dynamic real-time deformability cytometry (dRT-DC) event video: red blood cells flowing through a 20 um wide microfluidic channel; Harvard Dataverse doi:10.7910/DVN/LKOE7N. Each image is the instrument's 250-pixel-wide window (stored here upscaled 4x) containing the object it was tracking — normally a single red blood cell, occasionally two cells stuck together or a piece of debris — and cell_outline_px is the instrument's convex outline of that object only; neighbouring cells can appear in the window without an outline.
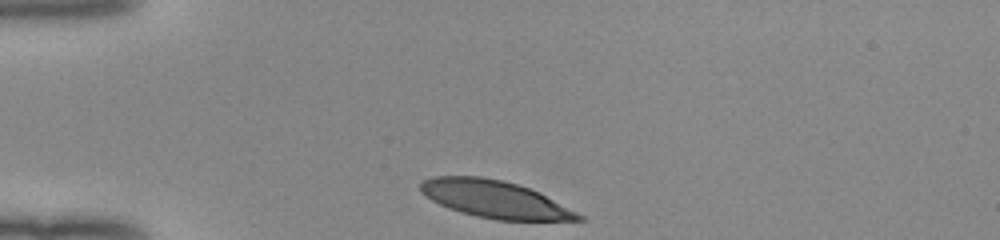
{"species": "human", "species_latin": "Homo sapiens", "temperature_condition": "room temperature", "stored_images_in_passage": 31, "camera_frame_rate_fps": 3000, "um_per_image_px": 0.085, "donor": {"sex": "female"}, "frame": {"image": 1, "passage_image": 1, "time_ms": 0.0, "image_size_px": [1000, 240], "cell_outline_px": [[588, 220], [496, 220], [476, 216], [460, 212], [448, 208], [432, 200], [420, 192], [420, 184], [424, 180], [432, 176], [480, 176], [500, 180], [516, 184], [528, 188], [584, 216]], "centroid_in_image_um": [42.0, 16.94], "position_along_channel_um": 43.0, "area_um2": 33.76}}
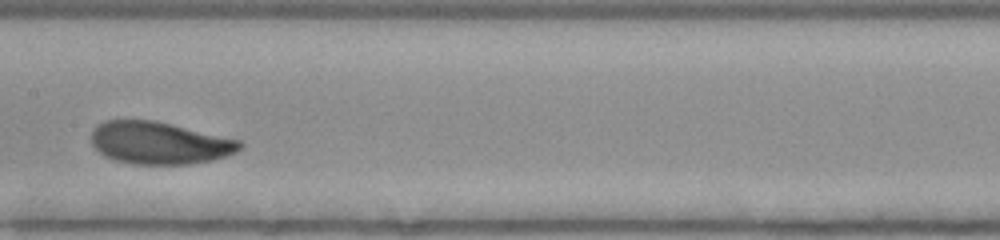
{"frame": {"image": 2, "passage_image": 15, "time_ms": 4.667, "image_size_px": [1000, 240], "cell_outline_px": [[244, 144], [236, 152], [212, 160], [192, 164], [132, 164], [116, 160], [104, 156], [92, 144], [92, 128], [96, 124], [104, 120], [152, 120], [240, 140]], "centroid_in_image_um": [13.51, 12.15], "position_along_channel_um": 193.9, "area_um2": 36.47}}
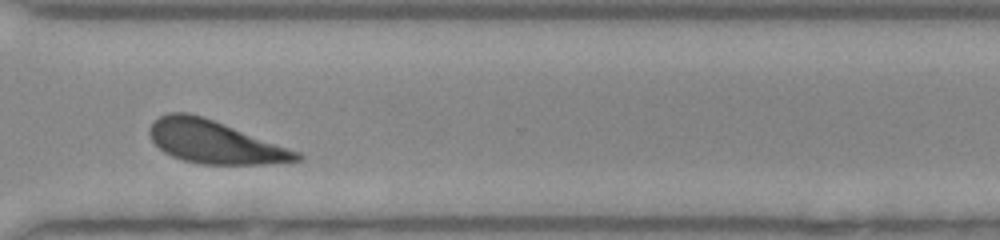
{"frame": {"image": 3, "passage_image": 27, "time_ms": 8.667, "image_size_px": [1000, 240], "cell_outline_px": [[304, 160], [268, 164], [200, 164], [184, 160], [172, 156], [164, 152], [152, 140], [148, 132], [148, 128], [152, 120], [168, 112], [188, 112], [224, 124], [300, 152], [304, 156]], "centroid_in_image_um": [18.23, 12.07], "position_along_channel_um": 352.4, "area_um2": 36.53}, "authors_computed_cell_mechanics": {"area_um2": 36.703, "velocity_mm_per_s": 3.9548, "shape_relaxation_time_tau1_ms": 3.7779, "shape_relaxation_time_tau2_ms": null, "deformation_change_tau1": 0.1866, "deformation_change_tau2": null}}